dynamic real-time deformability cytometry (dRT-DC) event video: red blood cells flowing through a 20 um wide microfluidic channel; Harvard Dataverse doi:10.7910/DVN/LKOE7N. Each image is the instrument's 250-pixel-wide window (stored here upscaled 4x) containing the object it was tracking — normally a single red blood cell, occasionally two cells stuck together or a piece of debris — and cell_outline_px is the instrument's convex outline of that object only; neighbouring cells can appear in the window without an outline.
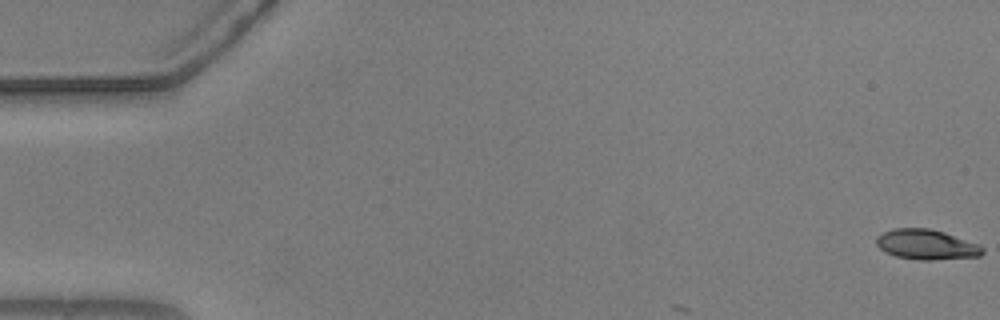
{"species": "common noctule bat (a hibernating species)", "species_latin": "Nyctalus noctula", "temperature_condition": "warm", "stored_images_in_passage": 7, "camera_frame_rate_fps": 3000, "um_per_image_px": 0.085, "animal": {"sex": "male", "body_mass_g": 20.5, "forearm_length_mm": 52.5}, "frame": {"image": 1, "passage_image": 1, "time_ms": 0.0, "image_size_px": [1000, 320], "cell_outline_px": [[984, 252], [980, 256], [932, 260], [920, 260], [896, 256], [884, 252], [876, 244], [876, 236], [892, 228], [928, 228], [944, 232], [980, 244], [984, 248]], "centroid_in_image_um": [78.75, 20.78], "position_along_channel_um": 6.3, "area_um2": 18.73}}